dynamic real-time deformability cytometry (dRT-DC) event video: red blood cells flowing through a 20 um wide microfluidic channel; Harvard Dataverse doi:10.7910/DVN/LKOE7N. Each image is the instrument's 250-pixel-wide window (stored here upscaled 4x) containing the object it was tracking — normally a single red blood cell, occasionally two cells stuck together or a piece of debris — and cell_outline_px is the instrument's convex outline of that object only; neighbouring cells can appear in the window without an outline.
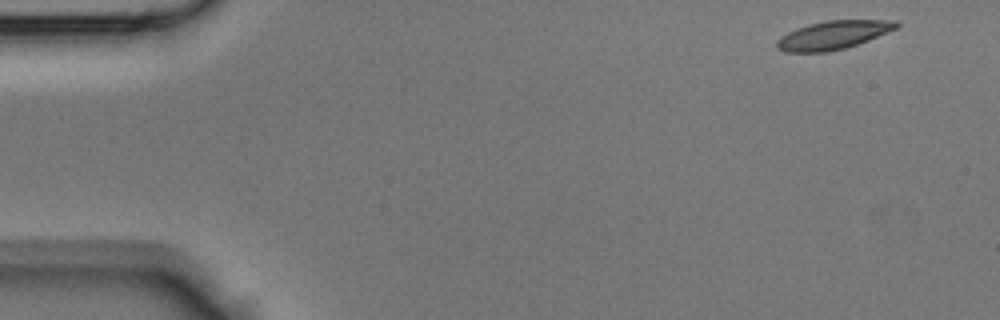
{"species": "Egyptian fruit bat (a non-hibernating species)", "species_latin": "Rousettus aegyptiacus", "temperature_condition": "room temperature", "stored_images_in_passage": 42, "camera_frame_rate_fps": 3000, "um_per_image_px": 0.085, "animal": {"sex": "male"}, "frame": {"image": 1, "passage_image": 1, "time_ms": 0.0, "image_size_px": [1000, 320], "cell_outline_px": [[900, 24], [896, 28], [868, 40], [844, 48], [828, 52], [784, 52], [776, 48], [776, 40], [780, 36], [796, 28], [808, 24], [828, 20], [896, 20]], "centroid_in_image_um": [70.77, 2.98], "position_along_channel_um": 14.2, "area_um2": 19.77}}
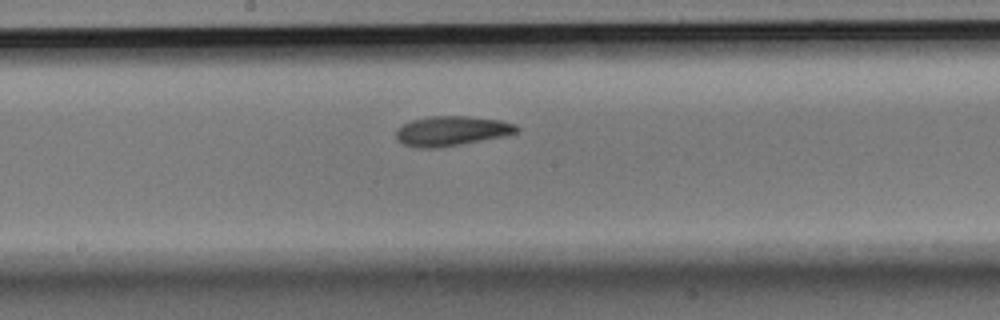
{"frame": {"image": 2, "passage_image": 21, "time_ms": 6.667, "image_size_px": [1000, 320], "cell_outline_px": [[520, 128], [516, 132], [500, 136], [460, 144], [436, 148], [416, 148], [404, 144], [396, 140], [396, 132], [404, 124], [412, 120], [428, 116], [468, 116], [500, 120], [516, 124]], "centroid_in_image_um": [38.35, 11.12], "position_along_channel_um": 209.8, "area_um2": 20.63}}
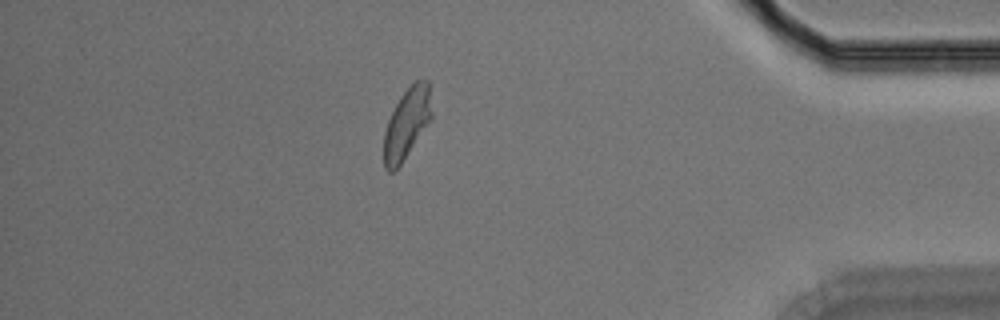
{"frame": {"image": 3, "passage_image": 36, "time_ms": 11.667, "image_size_px": [1000, 320], "cell_outline_px": [[432, 120], [400, 164], [392, 172], [388, 172], [384, 168], [384, 132], [388, 120], [400, 96], [416, 80], [428, 80], [432, 112]], "centroid_in_image_um": [34.59, 10.5], "position_along_channel_um": 400.6, "area_um2": 19.54}}